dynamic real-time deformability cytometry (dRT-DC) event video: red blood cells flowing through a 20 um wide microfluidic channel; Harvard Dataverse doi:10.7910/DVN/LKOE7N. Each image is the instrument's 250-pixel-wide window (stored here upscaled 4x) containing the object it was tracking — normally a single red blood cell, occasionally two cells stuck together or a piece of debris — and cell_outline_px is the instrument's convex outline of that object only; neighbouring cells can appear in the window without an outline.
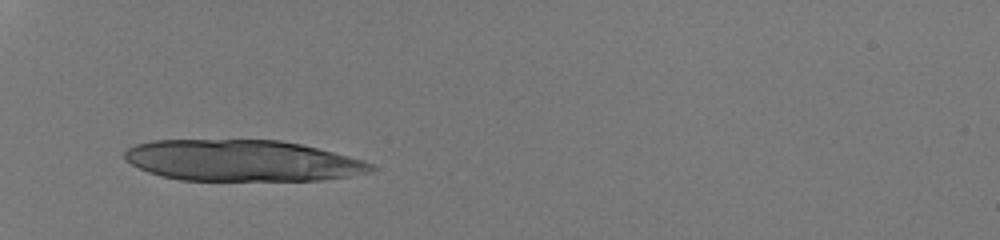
{"species": "human", "species_latin": "Homo sapiens", "temperature_condition": "room temperature", "stored_images_in_passage": 28, "segment_of_instrument_passage": [1, 2], "camera_frame_rate_fps": 3000, "um_per_image_px": 0.085, "donor": {"sex": "male"}, "frame": {"image": 1, "passage_image": 1, "time_ms": 0.0, "image_size_px": [1000, 240], "cell_outline_px": [[364, 164], [336, 176], [308, 180], [184, 180], [164, 176], [140, 168], [128, 160], [124, 156], [132, 148], [140, 144], [160, 140], [276, 140], [296, 144], [328, 152], [356, 160]], "centroid_in_image_um": [20.22, 13.63], "position_along_channel_um": 64.8, "area_um2": 55.26}}